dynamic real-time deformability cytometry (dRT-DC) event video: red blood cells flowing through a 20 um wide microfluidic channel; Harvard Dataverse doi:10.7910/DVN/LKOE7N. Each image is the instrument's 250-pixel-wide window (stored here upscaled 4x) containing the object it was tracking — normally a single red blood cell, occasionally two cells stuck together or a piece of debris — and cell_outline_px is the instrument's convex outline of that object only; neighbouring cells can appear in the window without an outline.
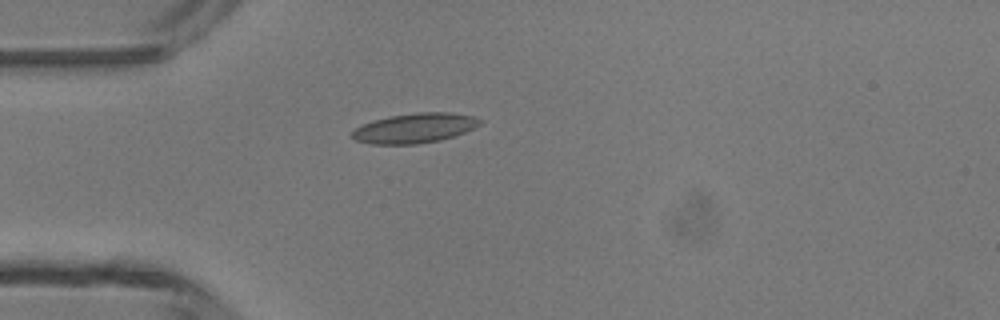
{"species": "common noctule bat (a hibernating species)", "species_latin": "Nyctalus noctula", "temperature_condition": "room temperature", "stored_images_in_passage": 4, "camera_frame_rate_fps": 3000, "um_per_image_px": 0.085, "animal": {"sex": "male", "body_mass_g": 13.3}, "frame": {"image": 1, "passage_image": 4, "time_ms": 3.333, "image_size_px": [1000, 320], "cell_outline_px": [[484, 120], [480, 124], [464, 132], [440, 140], [416, 144], [372, 144], [356, 140], [352, 136], [352, 132], [356, 128], [372, 120], [388, 116], [416, 112], [452, 112], [472, 116]], "centroid_in_image_um": [35.25, 10.87], "position_along_channel_um": 49.8, "area_um2": 22.08}}